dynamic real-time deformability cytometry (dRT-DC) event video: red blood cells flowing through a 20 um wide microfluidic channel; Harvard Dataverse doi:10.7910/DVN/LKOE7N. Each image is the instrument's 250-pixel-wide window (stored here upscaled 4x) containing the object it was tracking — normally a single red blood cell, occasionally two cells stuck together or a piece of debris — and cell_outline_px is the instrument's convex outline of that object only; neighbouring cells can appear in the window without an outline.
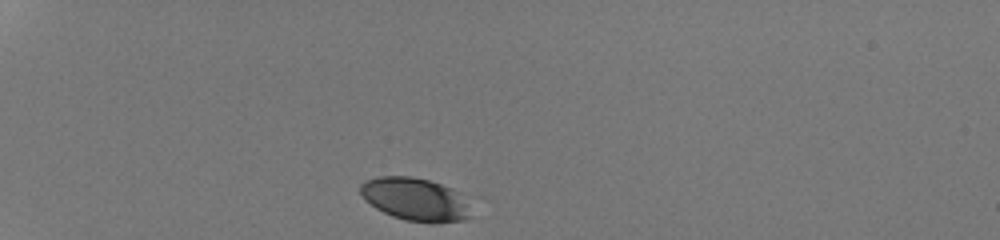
{"species": "human", "species_latin": "Homo sapiens", "temperature_condition": "room temperature", "stored_images_in_passage": 31, "camera_frame_rate_fps": 3000, "um_per_image_px": 0.085, "donor": {"sex": "male"}, "frame": {"image": 1, "passage_image": 1, "time_ms": 0.0, "image_size_px": [1000, 240], "cell_outline_px": [[472, 216], [464, 220], [404, 220], [392, 216], [376, 208], [364, 200], [360, 192], [360, 184], [364, 180], [380, 176], [412, 176], [428, 180], [452, 188], [460, 192]], "centroid_in_image_um": [35.22, 16.89], "position_along_channel_um": 49.8, "area_um2": 27.05}}
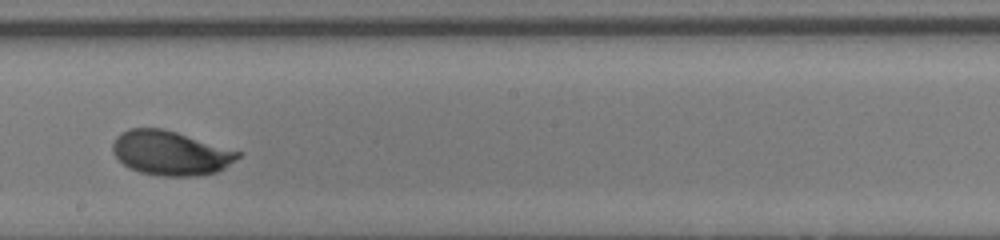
{"frame": {"image": 2, "passage_image": 18, "time_ms": 5.667, "image_size_px": [1000, 240], "cell_outline_px": [[244, 152], [240, 156], [224, 168], [216, 172], [196, 176], [160, 176], [140, 172], [128, 168], [112, 152], [112, 144], [116, 136], [120, 132], [128, 128], [160, 128], [176, 132]], "centroid_in_image_um": [14.48, 13.0], "position_along_channel_um": 233.7, "area_um2": 32.48}}
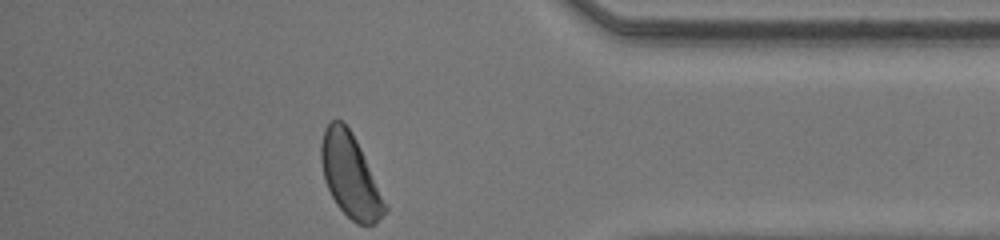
{"frame": {"image": 3, "passage_image": 31, "time_ms": 10.0, "image_size_px": [1000, 240], "cell_outline_px": [[388, 208], [376, 224], [356, 224], [336, 204], [324, 180], [320, 160], [320, 144], [324, 128], [332, 120], [340, 120], [352, 132], [360, 148]], "centroid_in_image_um": [29.74, 14.93], "position_along_channel_um": 405.5, "area_um2": 30.52}, "authors_computed_cell_mechanics": {"area_um2": 31.79, "velocity_mm_per_s": 4.2998, "shape_relaxation_time_tau1_ms": 1.3806, "shape_relaxation_time_tau2_ms": null, "deformation_change_tau1": 0.1011, "deformation_change_tau2": null}}